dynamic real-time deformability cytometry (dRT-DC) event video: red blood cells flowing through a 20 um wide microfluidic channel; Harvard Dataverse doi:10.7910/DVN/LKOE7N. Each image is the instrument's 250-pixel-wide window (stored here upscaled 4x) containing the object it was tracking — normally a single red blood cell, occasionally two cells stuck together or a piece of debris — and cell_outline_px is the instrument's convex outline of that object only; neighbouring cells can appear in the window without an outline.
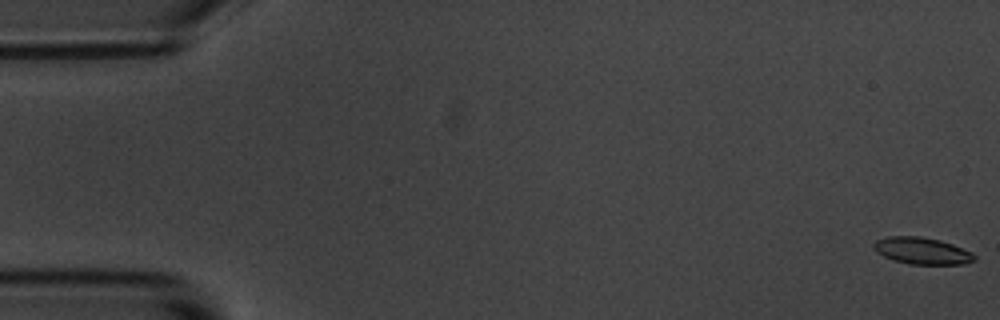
{"species": "common noctule bat (a hibernating species)", "species_latin": "Nyctalus noctula", "temperature_condition": "room temperature", "stored_images_in_passage": 55, "camera_frame_rate_fps": 3000, "um_per_image_px": 0.085, "animal": {"sex": "male", "body_mass_g": 20.1, "forearm_length_mm": 53.5}, "frame": {"image": 1, "passage_image": 1, "time_ms": 0.0, "image_size_px": [1000, 320], "cell_outline_px": [[976, 260], [964, 264], [908, 264], [892, 260], [876, 252], [872, 248], [872, 244], [876, 240], [888, 236], [920, 236], [940, 240], [952, 244], [972, 252], [976, 256]], "centroid_in_image_um": [78.35, 21.32], "position_along_channel_um": 6.7, "area_um2": 15.9}}
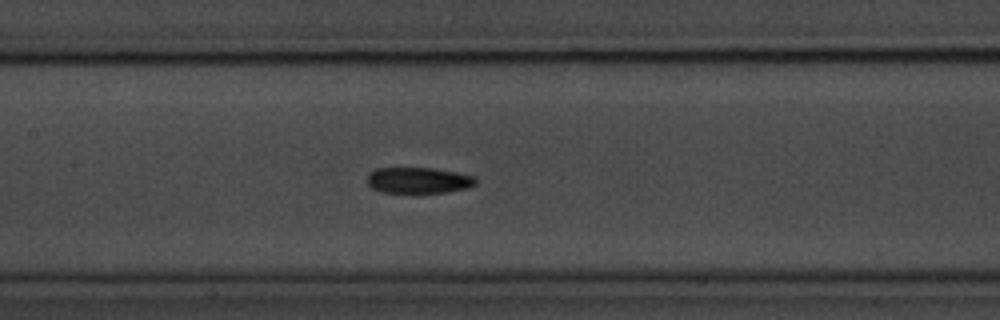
{"frame": {"image": 2, "passage_image": 26, "time_ms": 8.333, "image_size_px": [1000, 320], "cell_outline_px": [[476, 184], [464, 188], [448, 192], [380, 192], [372, 188], [368, 184], [368, 176], [376, 168], [432, 168], [456, 172], [476, 176]], "centroid_in_image_um": [35.58, 15.32], "position_along_channel_um": 171.8, "area_um2": 16.24}}
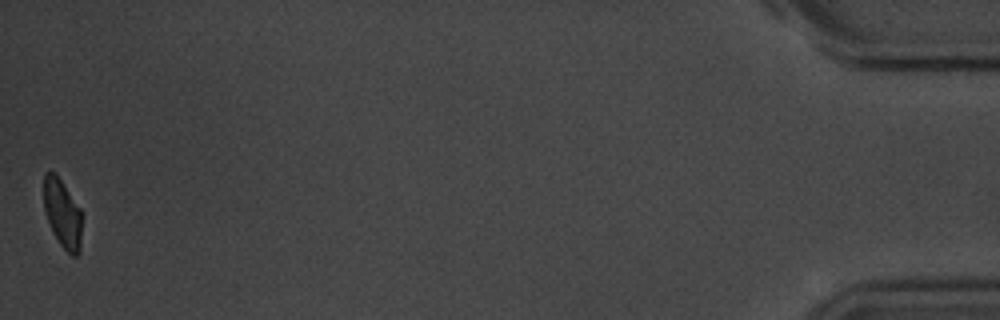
{"frame": {"image": 3, "passage_image": 55, "time_ms": 18.0, "image_size_px": [1000, 320], "cell_outline_px": [[80, 252], [76, 256], [72, 256], [60, 244], [52, 232], [44, 212], [44, 172], [56, 172], [80, 208]], "centroid_in_image_um": [5.28, 18.13], "position_along_channel_um": 429.9, "area_um2": 15.14}, "authors_computed_cell_mechanics": {"area_um2": 16.5308, "velocity_mm_per_s": 3.6729, "shape_relaxation_time_tau1_ms": 3.9448, "shape_relaxation_time_tau2_ms": 6.6423, "deformation_change_tau1": 0.1237, "deformation_change_tau2": 0.1058}}